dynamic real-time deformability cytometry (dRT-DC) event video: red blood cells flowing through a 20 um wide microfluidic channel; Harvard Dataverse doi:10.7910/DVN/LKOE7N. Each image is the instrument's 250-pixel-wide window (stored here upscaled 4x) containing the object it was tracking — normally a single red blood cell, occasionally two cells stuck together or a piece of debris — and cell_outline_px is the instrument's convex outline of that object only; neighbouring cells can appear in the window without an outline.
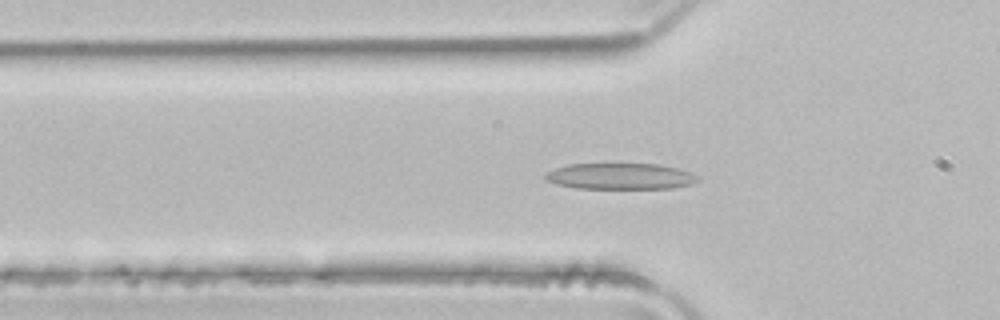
{"species": "common noctule bat (a hibernating species)", "species_latin": "Nyctalus noctula", "temperature_condition": "room temperature", "stored_images_in_passage": 49, "camera_frame_rate_fps": 3000, "um_per_image_px": 0.085, "animal": {"sex": "male", "body_mass_g": 21.5, "forearm_length_mm": 52.0}, "frame": {"image": 1, "passage_image": 15, "time_ms": 4.667, "image_size_px": [1000, 320], "cell_outline_px": [[700, 180], [692, 184], [672, 188], [576, 188], [556, 184], [544, 180], [544, 176], [548, 172], [556, 168], [568, 164], [660, 164], [692, 172], [700, 176]], "centroid_in_image_um": [52.76, 14.98], "position_along_channel_um": 73.0, "area_um2": 23.29}}
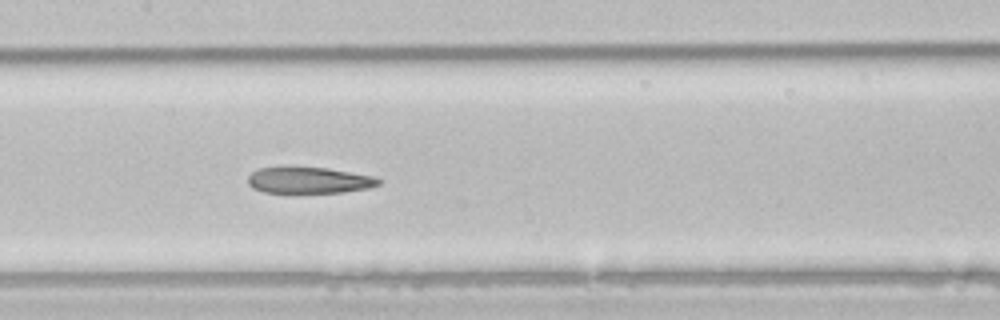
{"frame": {"image": 2, "passage_image": 23, "time_ms": 7.333, "image_size_px": [1000, 320], "cell_outline_px": [[380, 184], [368, 188], [344, 192], [264, 192], [252, 188], [248, 184], [248, 176], [256, 168], [328, 168], [372, 176], [380, 180]], "centroid_in_image_um": [26.24, 15.33], "position_along_channel_um": 181.2, "area_um2": 19.59}}
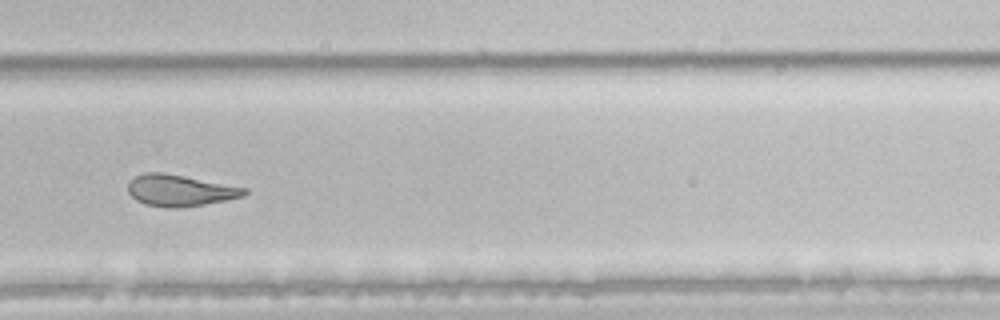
{"frame": {"image": 3, "passage_image": 33, "time_ms": 10.667, "image_size_px": [1000, 320], "cell_outline_px": [[248, 192], [244, 196], [228, 200], [180, 208], [168, 208], [144, 204], [136, 200], [128, 192], [128, 180], [144, 172], [160, 172], [248, 188]], "centroid_in_image_um": [15.28, 16.2], "position_along_channel_um": 314.5, "area_um2": 21.33}, "authors_computed_cell_mechanics": {"area_um2": 24.1604, "velocity_mm_per_s": 4.0207, "shape_relaxation_time_tau1_ms": null, "shape_relaxation_time_tau2_ms": 3.8551, "deformation_change_tau1": null, "deformation_change_tau2": 0.137}}